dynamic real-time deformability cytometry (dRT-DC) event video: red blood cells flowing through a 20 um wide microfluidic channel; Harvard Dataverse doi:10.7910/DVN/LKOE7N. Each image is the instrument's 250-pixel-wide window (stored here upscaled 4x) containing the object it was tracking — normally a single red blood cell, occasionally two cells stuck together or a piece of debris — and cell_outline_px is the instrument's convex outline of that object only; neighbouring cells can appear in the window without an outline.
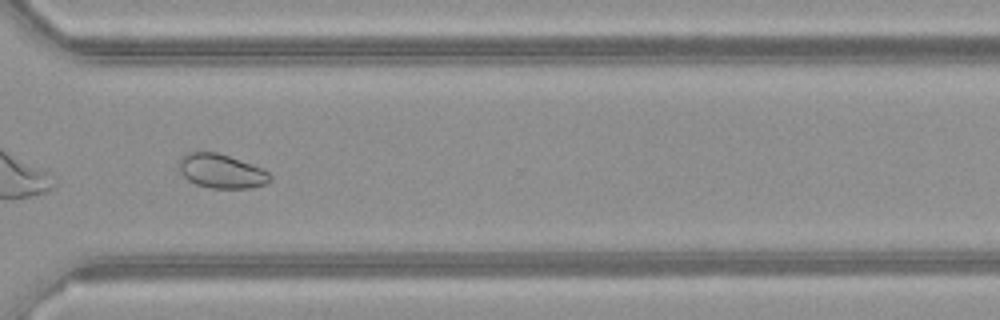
{"species": "common noctule bat (a hibernating species)", "species_latin": "Nyctalus noctula", "temperature_condition": "warm", "stored_images_in_passage": 39, "camera_frame_rate_fps": 3000, "um_per_image_px": 0.085, "animal": {"sex": "female", "body_mass_g": 21.9}, "frame": {"image": 1, "passage_image": 28, "time_ms": 9.0, "image_size_px": [1000, 320], "cell_outline_px": [[272, 180], [264, 184], [252, 188], [208, 188], [196, 184], [188, 180], [180, 172], [180, 156], [188, 152], [216, 152], [252, 164], [268, 172], [272, 176]], "centroid_in_image_um": [18.82, 14.55], "position_along_channel_um": 351.8, "area_um2": 18.03}}